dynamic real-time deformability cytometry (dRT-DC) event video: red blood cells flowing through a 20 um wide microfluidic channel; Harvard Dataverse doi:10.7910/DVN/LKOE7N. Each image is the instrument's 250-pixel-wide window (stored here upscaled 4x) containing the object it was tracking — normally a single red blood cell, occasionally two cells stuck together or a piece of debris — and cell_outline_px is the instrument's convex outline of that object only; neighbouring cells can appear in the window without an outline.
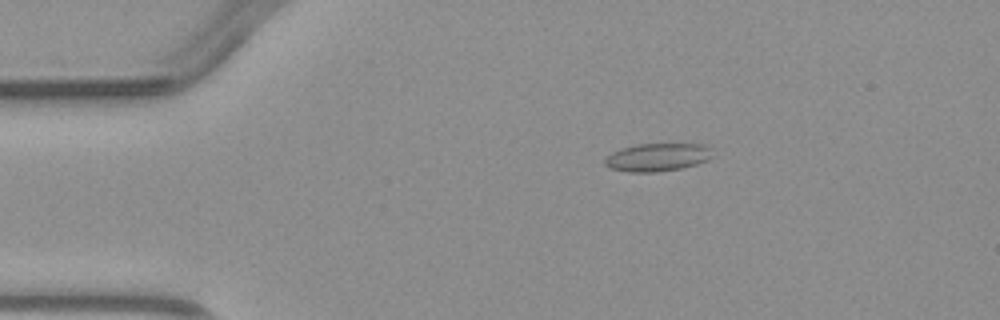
{"species": "common noctule bat (a hibernating species)", "species_latin": "Nyctalus noctula", "temperature_condition": "warm", "stored_images_in_passage": 4, "camera_frame_rate_fps": 3000, "um_per_image_px": 0.085, "animal": {"sex": "male", "body_mass_g": 23.1, "forearm_length_mm": 52.7}, "frame": {"image": 1, "passage_image": 3, "time_ms": 2.333, "image_size_px": [1000, 320], "cell_outline_px": [[712, 156], [708, 160], [696, 164], [680, 168], [656, 172], [628, 172], [608, 168], [604, 164], [604, 160], [612, 152], [636, 144], [708, 144], [712, 148]], "centroid_in_image_um": [55.9, 13.36], "position_along_channel_um": 29.1, "area_um2": 17.63}}